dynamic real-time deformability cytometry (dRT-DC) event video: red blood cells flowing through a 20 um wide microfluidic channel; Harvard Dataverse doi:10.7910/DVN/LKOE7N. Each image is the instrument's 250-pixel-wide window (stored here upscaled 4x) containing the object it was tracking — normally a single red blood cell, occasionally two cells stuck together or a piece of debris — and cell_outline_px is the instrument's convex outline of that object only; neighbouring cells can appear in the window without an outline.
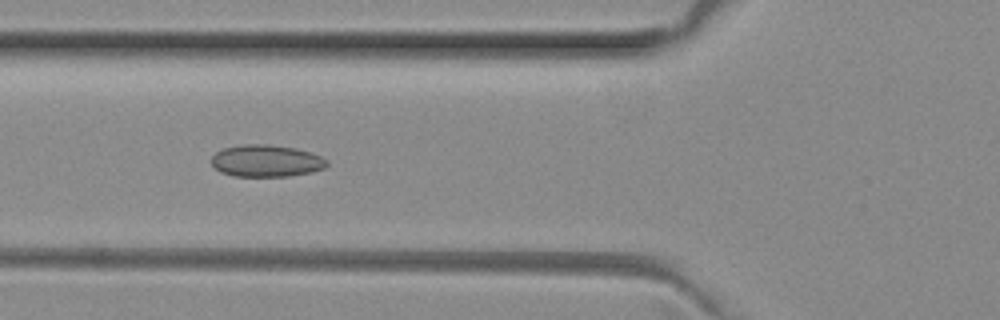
{"species": "common noctule bat (a hibernating species)", "species_latin": "Nyctalus noctula", "temperature_condition": "room temperature", "stored_images_in_passage": 7, "camera_frame_rate_fps": 3000, "um_per_image_px": 0.085, "animal": {"sex": "female", "body_mass_g": 29.2, "forearm_length_mm": 56.3}, "frame": {"image": 1, "passage_image": 4, "time_ms": 1.0, "image_size_px": [1000, 320], "cell_outline_px": [[328, 164], [324, 168], [312, 172], [288, 176], [232, 176], [220, 172], [212, 164], [212, 156], [216, 152], [224, 148], [244, 144], [268, 144], [296, 148], [320, 156], [328, 160]], "centroid_in_image_um": [22.63, 13.67], "position_along_channel_um": 103.2, "area_um2": 21.5}}
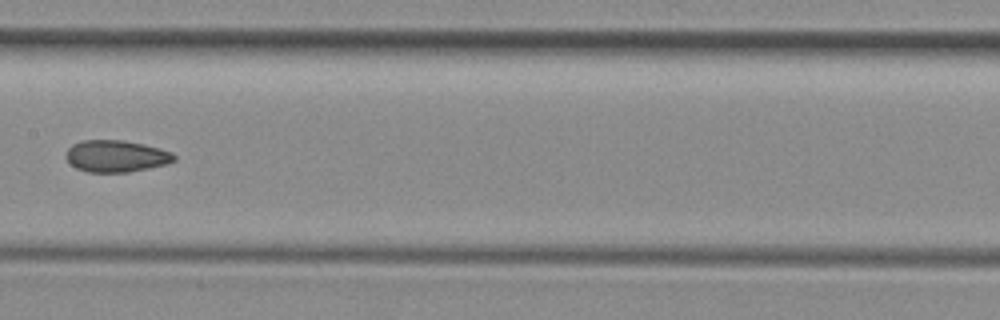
{"frame": {"image": 2, "passage_image": 6, "time_ms": 1.667, "image_size_px": [1000, 320], "cell_outline_px": [[176, 160], [168, 164], [128, 172], [88, 172], [76, 168], [64, 156], [68, 148], [72, 144], [84, 140], [124, 140], [144, 144], [160, 148], [172, 152], [176, 156]], "centroid_in_image_um": [9.89, 13.26], "position_along_channel_um": 197.5, "area_um2": 20.17}}
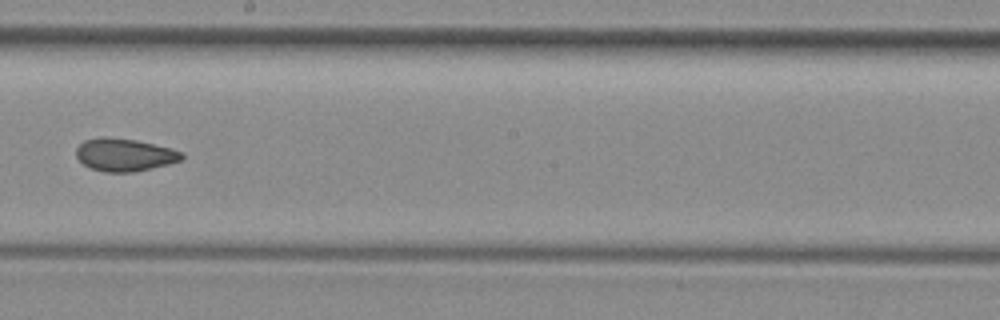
{"frame": {"image": 3, "passage_image": 7, "time_ms": 2.0, "image_size_px": [1000, 320], "cell_outline_px": [[184, 160], [168, 164], [132, 172], [104, 172], [92, 168], [84, 164], [76, 156], [76, 148], [84, 140], [136, 140], [172, 148], [184, 152]], "centroid_in_image_um": [10.67, 13.2], "position_along_channel_um": 237.5, "area_um2": 19.42}}